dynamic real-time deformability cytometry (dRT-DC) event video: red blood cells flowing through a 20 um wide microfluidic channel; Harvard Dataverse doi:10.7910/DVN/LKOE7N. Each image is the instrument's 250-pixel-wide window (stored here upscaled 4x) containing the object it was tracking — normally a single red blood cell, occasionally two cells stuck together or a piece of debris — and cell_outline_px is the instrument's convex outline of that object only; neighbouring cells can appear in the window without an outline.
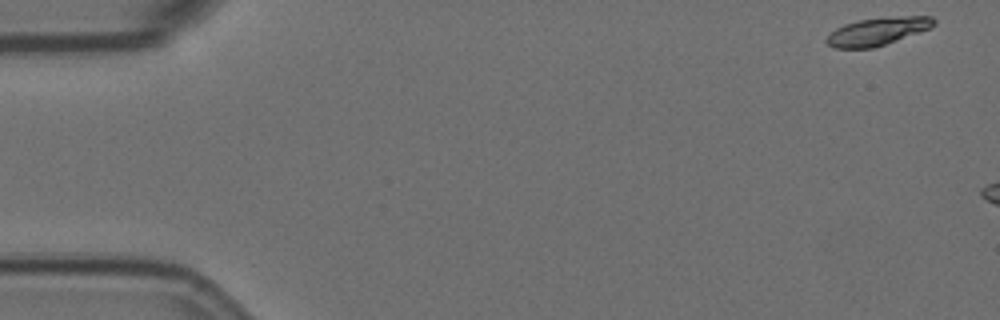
{"species": "Egyptian fruit bat (a non-hibernating species)", "species_latin": "Rousettus aegyptiacus", "temperature_condition": "room temperature", "stored_images_in_passage": 12, "camera_frame_rate_fps": 3000, "um_per_image_px": 0.085, "animal": {"sex": "female"}, "frame": {"image": 1, "passage_image": 1, "time_ms": 0.0, "image_size_px": [1000, 320], "cell_outline_px": [[936, 24], [932, 28], [872, 48], [836, 48], [828, 44], [824, 40], [836, 28], [844, 24], [860, 20], [900, 16], [932, 16], [936, 20]], "centroid_in_image_um": [74.63, 2.66], "position_along_channel_um": 10.4, "area_um2": 17.17}}